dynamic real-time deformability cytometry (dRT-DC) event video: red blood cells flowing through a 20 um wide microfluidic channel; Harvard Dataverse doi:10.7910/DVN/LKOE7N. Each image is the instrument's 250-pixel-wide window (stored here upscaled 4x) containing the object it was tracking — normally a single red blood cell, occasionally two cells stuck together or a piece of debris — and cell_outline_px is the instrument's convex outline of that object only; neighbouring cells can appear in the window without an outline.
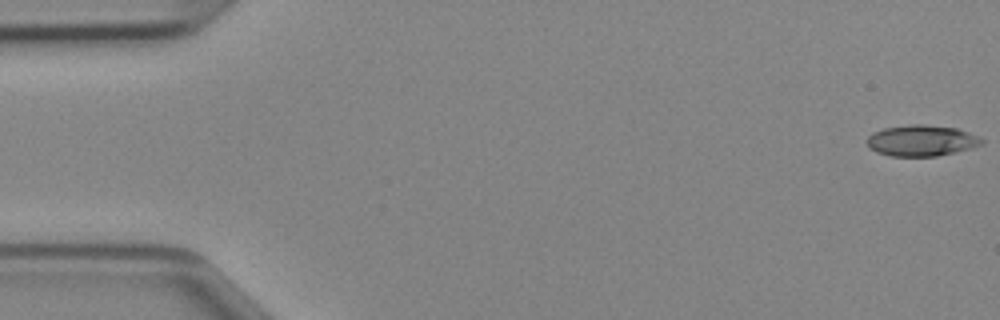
{"species": "Egyptian fruit bat (a non-hibernating species)", "species_latin": "Rousettus aegyptiacus", "temperature_condition": "cold", "stored_images_in_passage": 47, "camera_frame_rate_fps": 3000, "um_per_image_px": 0.085, "animal": {"sex": "female"}, "frame": {"image": 1, "passage_image": 1, "time_ms": 0.0, "image_size_px": [1000, 320], "cell_outline_px": [[984, 144], [972, 148], [956, 152], [936, 156], [888, 156], [876, 152], [868, 148], [868, 136], [872, 132], [884, 128], [912, 124], [924, 124], [956, 128], [980, 136], [984, 140]], "centroid_in_image_um": [78.34, 11.95], "position_along_channel_um": 6.7, "area_um2": 20.98}}
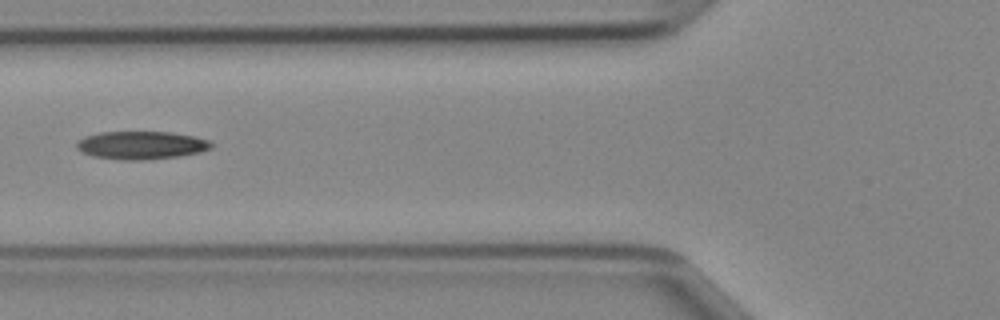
{"frame": {"image": 2, "passage_image": 18, "time_ms": 5.667, "image_size_px": [1000, 320], "cell_outline_px": [[212, 148], [200, 152], [180, 156], [140, 160], [120, 160], [92, 156], [80, 152], [76, 148], [76, 144], [84, 136], [100, 132], [172, 132], [196, 136], [212, 140]], "centroid_in_image_um": [12.03, 12.34], "position_along_channel_um": 113.8, "area_um2": 22.25}}
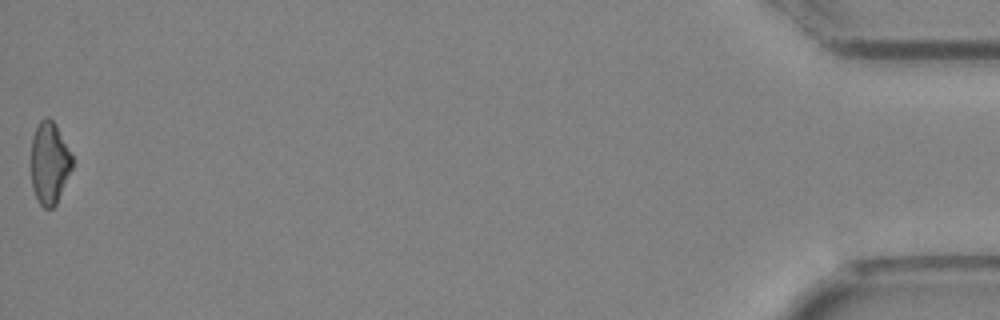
{"frame": {"image": 3, "passage_image": 47, "time_ms": 15.333, "image_size_px": [1000, 320], "cell_outline_px": [[72, 168], [56, 204], [52, 208], [44, 208], [40, 204], [32, 188], [28, 164], [32, 136], [40, 120], [44, 116], [48, 116], [56, 124], [72, 156]], "centroid_in_image_um": [4.14, 13.83], "position_along_channel_um": 431.1, "area_um2": 20.23}}